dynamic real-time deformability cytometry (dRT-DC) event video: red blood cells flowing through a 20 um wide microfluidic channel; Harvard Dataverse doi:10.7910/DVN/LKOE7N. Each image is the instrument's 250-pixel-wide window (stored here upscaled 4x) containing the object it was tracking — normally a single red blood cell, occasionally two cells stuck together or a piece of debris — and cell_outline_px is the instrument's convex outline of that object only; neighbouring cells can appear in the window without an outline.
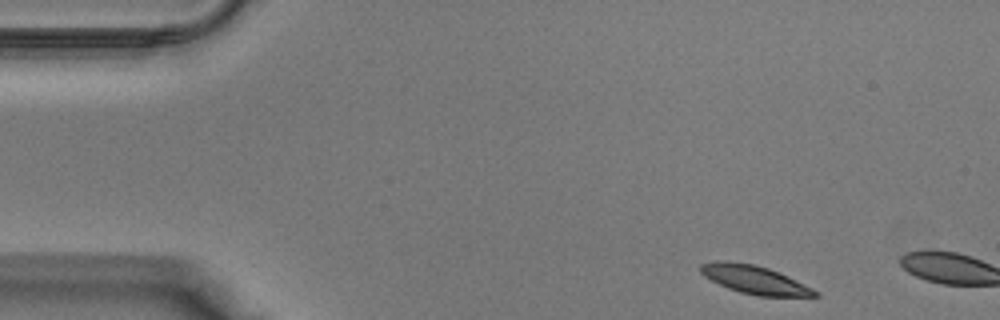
{"species": "Egyptian fruit bat (a non-hibernating species)", "species_latin": "Rousettus aegyptiacus", "temperature_condition": "warm", "stored_images_in_passage": 4, "camera_frame_rate_fps": 3000, "um_per_image_px": 0.085, "animal": {"sex": "male"}, "frame": {"image": 1, "passage_image": 1, "time_ms": 0.0, "image_size_px": [1000, 320], "cell_outline_px": [[820, 296], [760, 296], [740, 292], [728, 288], [704, 276], [700, 272], [700, 264], [716, 260], [724, 260], [752, 264], [768, 268], [788, 276], [820, 292]], "centroid_in_image_um": [64.13, 23.76], "position_along_channel_um": 20.9, "area_um2": 18.73}}